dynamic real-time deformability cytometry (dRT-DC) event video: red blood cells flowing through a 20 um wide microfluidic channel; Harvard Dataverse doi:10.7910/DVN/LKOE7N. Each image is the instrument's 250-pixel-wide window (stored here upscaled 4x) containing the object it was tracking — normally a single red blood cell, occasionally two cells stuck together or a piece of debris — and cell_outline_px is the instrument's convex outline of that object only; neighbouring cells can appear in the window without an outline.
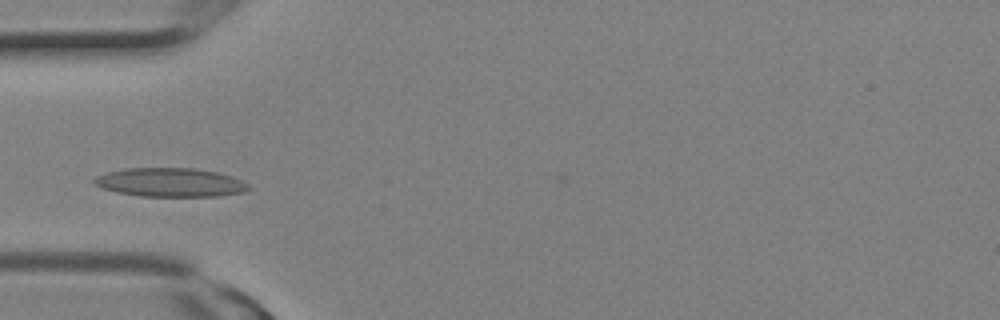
{"species": "Egyptian fruit bat (a non-hibernating species)", "species_latin": "Rousettus aegyptiacus", "temperature_condition": "room temperature", "stored_images_in_passage": 6, "camera_frame_rate_fps": 3000, "um_per_image_px": 0.085, "animal": {"sex": "female"}, "frame": {"image": 1, "passage_image": 5, "time_ms": 1.333, "image_size_px": [1000, 320], "cell_outline_px": [[252, 188], [244, 192], [216, 196], [140, 196], [116, 192], [104, 188], [96, 184], [92, 180], [96, 176], [108, 172], [128, 168], [192, 168], [216, 172], [232, 176], [248, 184]], "centroid_in_image_um": [14.49, 15.5], "position_along_channel_um": 70.5, "area_um2": 25.72}}